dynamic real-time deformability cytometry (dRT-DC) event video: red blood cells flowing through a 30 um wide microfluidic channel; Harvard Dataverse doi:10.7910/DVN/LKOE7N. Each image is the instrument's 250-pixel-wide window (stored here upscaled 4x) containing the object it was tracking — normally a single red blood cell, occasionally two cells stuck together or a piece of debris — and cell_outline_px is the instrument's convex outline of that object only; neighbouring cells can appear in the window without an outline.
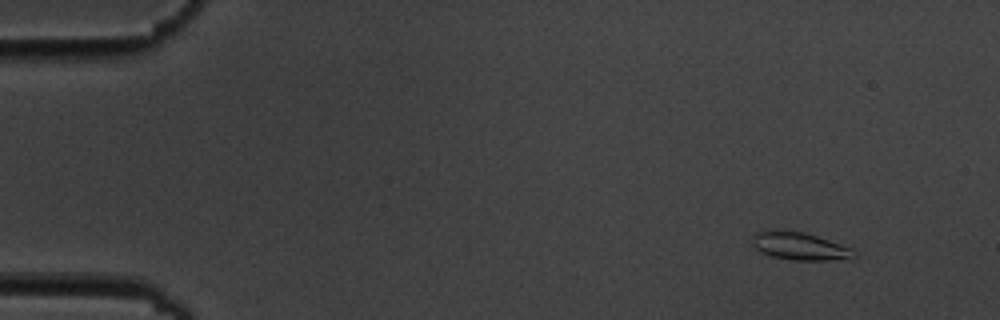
{"species": "common noctule bat (a hibernating species)", "species_latin": "Nyctalus noctula", "temperature_condition": "cold", "stored_images_in_passage": 13, "camera_frame_rate_fps": 3000, "um_per_image_px": 0.085, "animal": {"sex": "male", "body_mass_g": 19.5, "forearm_length_mm": 54.6}, "frame": {"image": 1, "passage_image": 2, "time_ms": 1.0, "image_size_px": [1000, 320], "cell_outline_px": [[856, 256], [848, 260], [792, 260], [772, 256], [760, 252], [752, 244], [752, 236], [756, 232], [804, 232], [852, 248], [856, 252]], "centroid_in_image_um": [68.04, 20.97], "position_along_channel_um": 17.0, "area_um2": 16.07}}
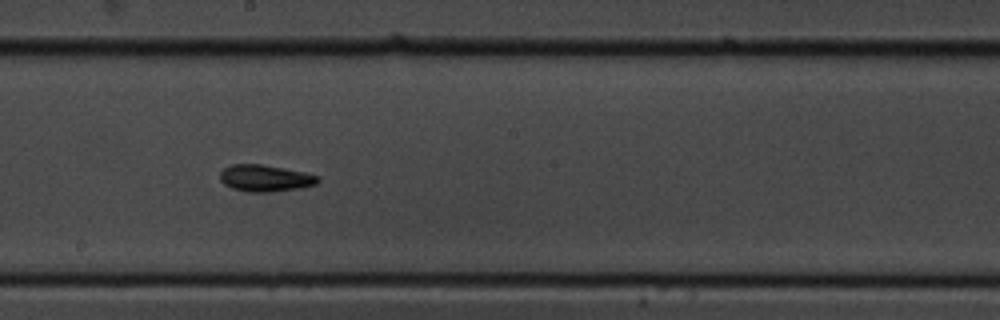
{"frame": {"image": 2, "passage_image": 9, "time_ms": 10.0, "image_size_px": [1000, 320], "cell_outline_px": [[320, 180], [316, 184], [296, 188], [268, 192], [248, 192], [232, 188], [224, 184], [220, 180], [220, 172], [224, 168], [232, 164], [260, 164], [304, 172], [320, 176]], "centroid_in_image_um": [22.52, 15.14], "position_along_channel_um": 225.7, "area_um2": 15.09}}
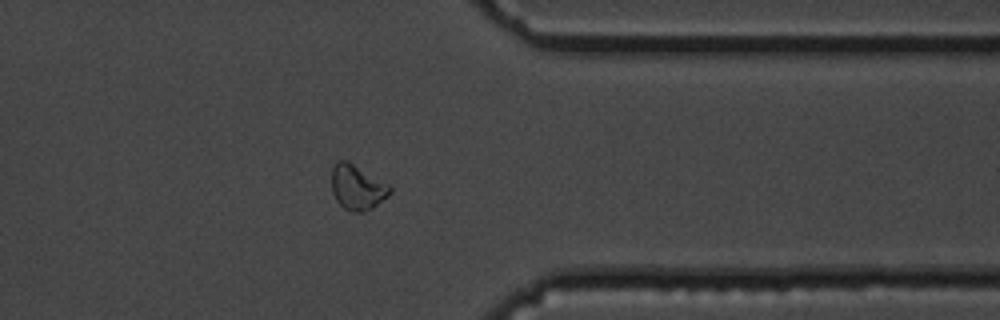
{"frame": {"image": 3, "passage_image": 13, "time_ms": 14.667, "image_size_px": [1000, 320], "cell_outline_px": [[392, 192], [388, 196], [372, 208], [360, 212], [352, 212], [344, 208], [336, 200], [332, 192], [332, 164], [336, 160], [344, 160], [352, 164], [388, 184], [392, 188]], "centroid_in_image_um": [30.34, 15.93], "position_along_channel_um": 381.1, "area_um2": 15.09}, "authors_computed_cell_mechanics": {"area_um2": 15.0858, "velocity_mm_per_s": 3.4892, "shape_relaxation_time_tau1_ms": 5.5957, "shape_relaxation_time_tau2_ms": null, "deformation_change_tau1": 0.089, "deformation_change_tau2": null}}